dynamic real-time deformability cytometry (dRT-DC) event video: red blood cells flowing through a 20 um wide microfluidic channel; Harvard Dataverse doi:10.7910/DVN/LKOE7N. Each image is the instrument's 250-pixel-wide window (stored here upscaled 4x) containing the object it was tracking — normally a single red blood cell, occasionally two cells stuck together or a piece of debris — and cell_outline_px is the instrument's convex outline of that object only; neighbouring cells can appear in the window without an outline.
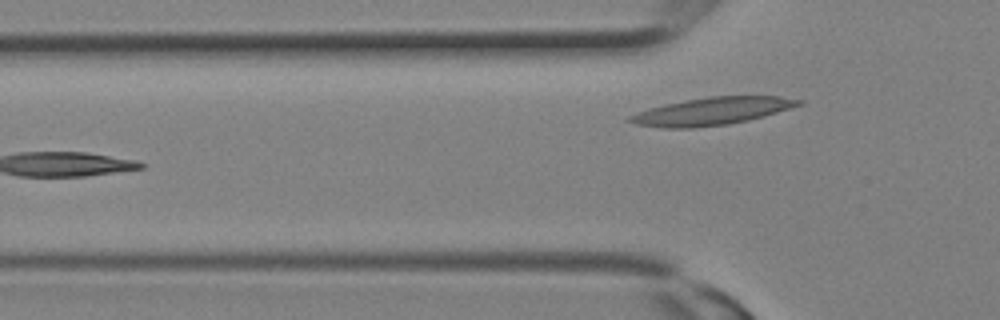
{"species": "Egyptian fruit bat (a non-hibernating species)", "species_latin": "Rousettus aegyptiacus", "temperature_condition": "room temperature", "stored_images_in_passage": 5, "camera_frame_rate_fps": 3000, "um_per_image_px": 0.085, "animal": {"sex": "female"}, "frame": {"image": 1, "passage_image": 5, "time_ms": 1.333, "image_size_px": [1000, 320], "cell_outline_px": [[804, 104], [764, 116], [748, 120], [728, 124], [692, 128], [664, 128], [636, 124], [628, 120], [628, 116], [648, 108], [664, 104], [712, 96], [780, 96], [804, 100]], "centroid_in_image_um": [60.55, 9.45], "position_along_channel_um": 65.3, "area_um2": 26.99}}